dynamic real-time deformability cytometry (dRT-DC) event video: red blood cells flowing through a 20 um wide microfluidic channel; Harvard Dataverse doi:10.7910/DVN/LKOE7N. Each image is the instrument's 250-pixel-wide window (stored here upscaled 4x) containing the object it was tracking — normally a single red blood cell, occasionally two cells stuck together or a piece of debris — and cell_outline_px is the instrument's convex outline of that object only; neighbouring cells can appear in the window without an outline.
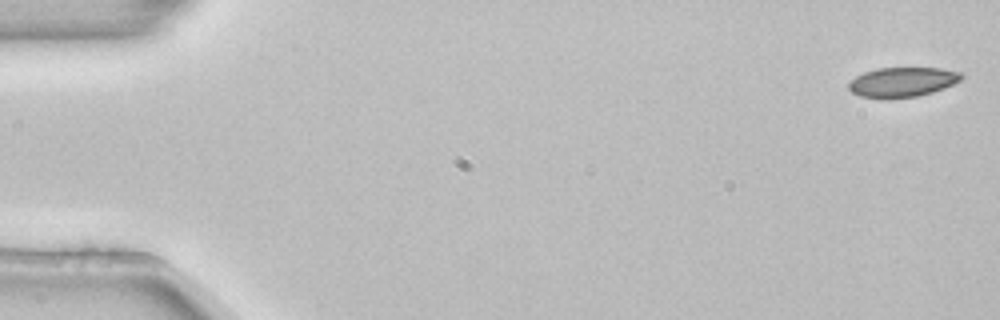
{"species": "common noctule bat (a hibernating species)", "species_latin": "Nyctalus noctula", "temperature_condition": "room temperature", "stored_images_in_passage": 4, "camera_frame_rate_fps": 3000, "um_per_image_px": 0.085, "animal": {"sex": "female", "body_mass_g": 22.7, "forearm_length_mm": 54.2}, "frame": {"image": 1, "passage_image": 1, "time_ms": 0.0, "image_size_px": [1000, 320], "cell_outline_px": [[964, 76], [960, 80], [944, 88], [932, 92], [916, 96], [884, 100], [860, 96], [852, 92], [848, 88], [848, 84], [856, 76], [864, 72], [876, 68], [940, 68], [960, 72]], "centroid_in_image_um": [76.67, 6.99], "position_along_channel_um": 8.3, "area_um2": 19.65}}
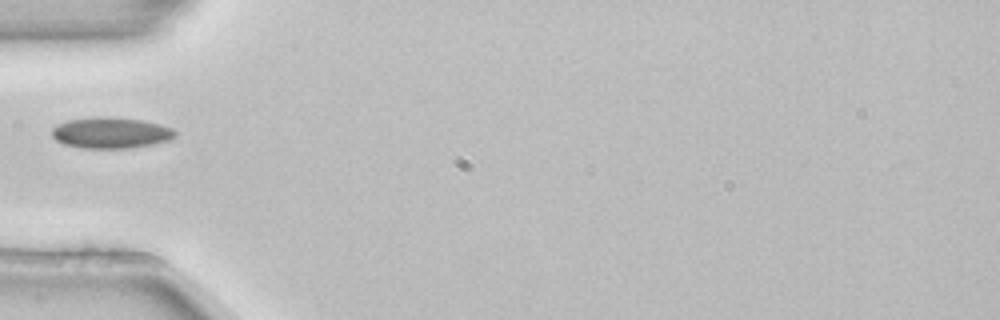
{"frame": {"image": 2, "passage_image": 4, "time_ms": 1.0, "image_size_px": [1000, 320], "cell_outline_px": [[176, 136], [168, 140], [152, 144], [128, 148], [84, 148], [64, 144], [56, 140], [52, 136], [52, 128], [56, 124], [68, 120], [104, 116], [140, 120], [160, 124], [172, 128], [176, 132]], "centroid_in_image_um": [9.4, 11.29], "position_along_channel_um": 75.6, "area_um2": 22.14}}